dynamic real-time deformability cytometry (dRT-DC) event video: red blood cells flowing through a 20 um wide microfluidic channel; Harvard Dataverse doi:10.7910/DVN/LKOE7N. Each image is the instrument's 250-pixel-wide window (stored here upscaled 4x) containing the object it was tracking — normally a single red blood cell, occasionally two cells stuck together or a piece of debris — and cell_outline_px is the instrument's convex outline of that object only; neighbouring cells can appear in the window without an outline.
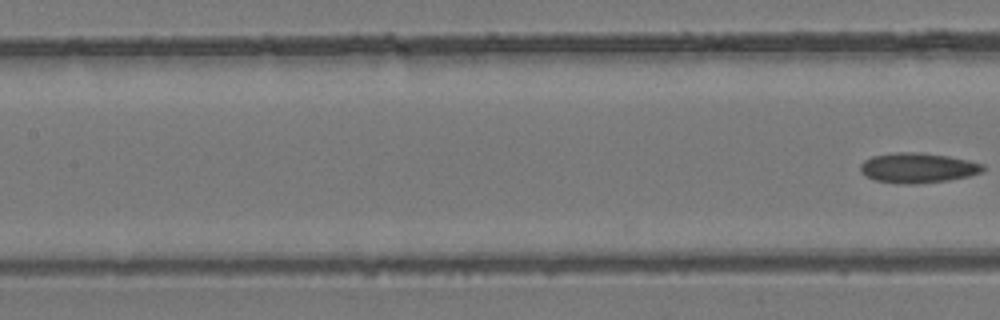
{"species": "common noctule bat (a hibernating species)", "species_latin": "Nyctalus noctula", "temperature_condition": "room temperature", "stored_images_in_passage": 5, "camera_frame_rate_fps": 3000, "um_per_image_px": 0.085, "animal": {"sex": "female", "body_mass_g": 24.6, "forearm_length_mm": 56.2}, "frame": {"image": 1, "passage_image": 5, "time_ms": 1.333, "image_size_px": [1000, 320], "cell_outline_px": [[984, 172], [968, 176], [948, 180], [916, 184], [900, 184], [876, 180], [860, 172], [860, 164], [864, 160], [872, 156], [896, 152], [920, 152], [948, 156], [968, 160], [984, 164]], "centroid_in_image_um": [78.02, 14.26], "position_along_channel_um": 129.4, "area_um2": 21.5}}